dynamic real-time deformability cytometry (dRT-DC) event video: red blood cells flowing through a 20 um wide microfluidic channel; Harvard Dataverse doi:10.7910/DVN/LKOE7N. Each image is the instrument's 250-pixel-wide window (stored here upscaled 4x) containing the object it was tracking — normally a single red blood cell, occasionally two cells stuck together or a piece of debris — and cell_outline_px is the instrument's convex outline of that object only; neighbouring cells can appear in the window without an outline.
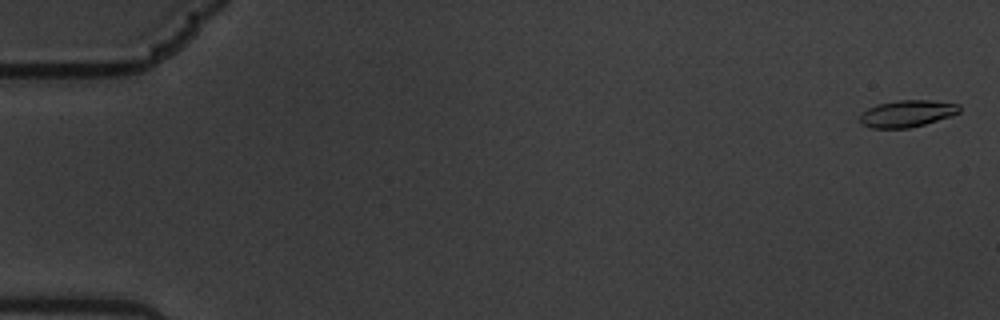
{"species": "common noctule bat (a hibernating species)", "species_latin": "Nyctalus noctula", "temperature_condition": "warm", "stored_images_in_passage": 62, "camera_frame_rate_fps": 3000, "um_per_image_px": 0.085, "animal": {"sex": "male", "body_mass_g": 19.5, "forearm_length_mm": 54.6}, "frame": {"image": 1, "passage_image": 2, "time_ms": 0.333, "image_size_px": [1000, 320], "cell_outline_px": [[960, 112], [952, 116], [924, 124], [908, 128], [872, 128], [860, 124], [860, 112], [876, 104], [900, 100], [928, 100], [960, 104]], "centroid_in_image_um": [77.08, 9.65], "position_along_channel_um": 7.9, "area_um2": 15.66}}
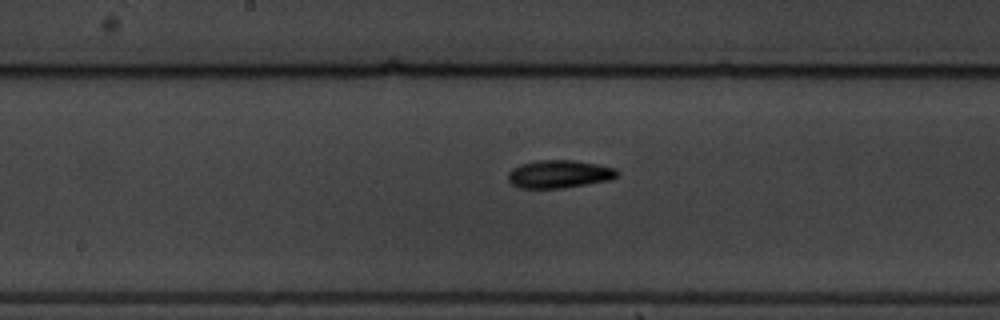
{"frame": {"image": 2, "passage_image": 33, "time_ms": 10.667, "image_size_px": [1000, 320], "cell_outline_px": [[620, 172], [612, 180], [564, 188], [520, 188], [512, 184], [508, 180], [508, 172], [512, 168], [520, 164], [536, 160], [572, 160], [596, 164], [616, 168]], "centroid_in_image_um": [47.53, 14.8], "position_along_channel_um": 200.7, "area_um2": 17.92}}
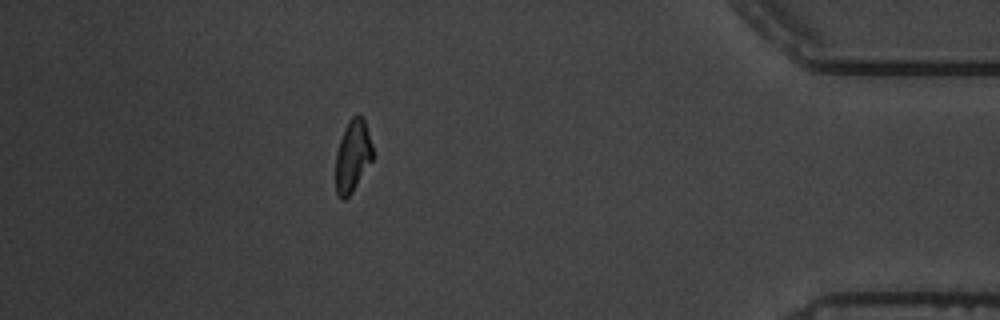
{"frame": {"image": 3, "passage_image": 55, "time_ms": 18.0, "image_size_px": [1000, 320], "cell_outline_px": [[376, 156], [352, 192], [344, 200], [340, 200], [336, 192], [336, 152], [344, 128], [348, 120], [356, 112], [360, 112], [364, 116]], "centroid_in_image_um": [30.02, 13.2], "position_along_channel_um": 405.2, "area_um2": 16.24}, "authors_computed_cell_mechanics": {"area_um2": 16.2707, "velocity_mm_per_s": 3.3773, "shape_relaxation_time_tau1_ms": 4.6398, "shape_relaxation_time_tau2_ms": 6.7348, "deformation_change_tau1": 0.1423, "deformation_change_tau2": 0.1421}}